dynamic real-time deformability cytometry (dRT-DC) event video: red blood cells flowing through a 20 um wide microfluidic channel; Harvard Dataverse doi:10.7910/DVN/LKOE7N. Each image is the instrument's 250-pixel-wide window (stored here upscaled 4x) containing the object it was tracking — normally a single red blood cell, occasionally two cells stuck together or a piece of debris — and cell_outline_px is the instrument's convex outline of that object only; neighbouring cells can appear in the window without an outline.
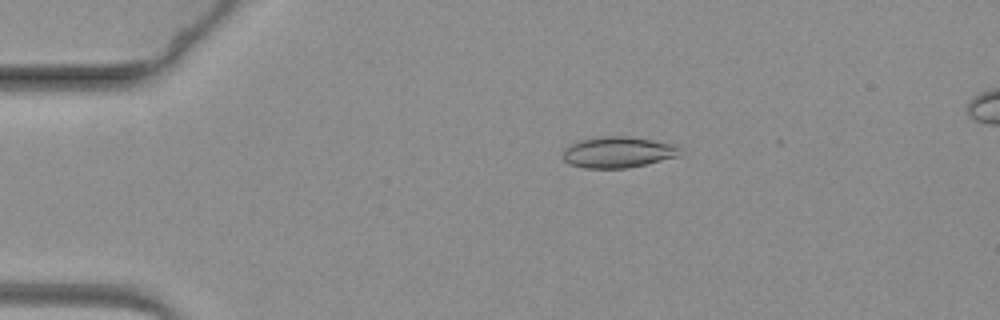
{"species": "common noctule bat (a hibernating species)", "species_latin": "Nyctalus noctula", "temperature_condition": "warm", "stored_images_in_passage": 63, "camera_frame_rate_fps": 3000, "um_per_image_px": 0.085, "animal": {"sex": "female", "body_mass_g": 19.3, "forearm_length_mm": 54.1}, "frame": {"image": 1, "passage_image": 13, "time_ms": 4.0, "image_size_px": [1000, 320], "cell_outline_px": [[680, 156], [628, 168], [584, 168], [568, 164], [564, 160], [564, 148], [568, 144], [580, 140], [600, 136], [628, 136], [676, 144], [680, 148]], "centroid_in_image_um": [52.52, 12.93], "position_along_channel_um": 32.5, "area_um2": 21.39}}
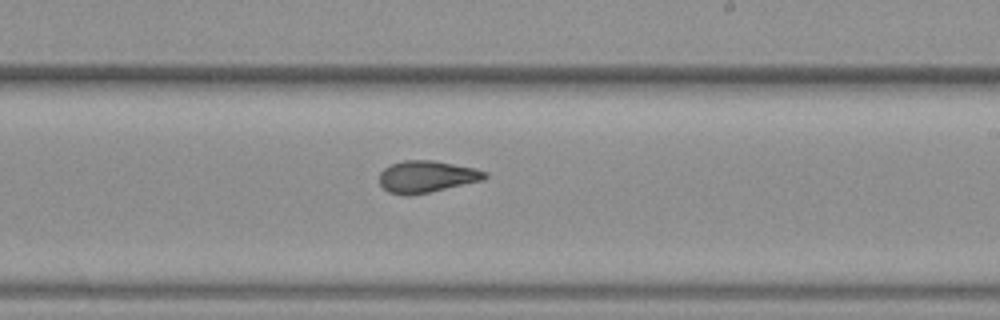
{"frame": {"image": 2, "passage_image": 38, "time_ms": 12.333, "image_size_px": [1000, 320], "cell_outline_px": [[488, 176], [484, 180], [428, 192], [408, 196], [404, 196], [388, 192], [380, 184], [380, 172], [384, 168], [392, 164], [404, 160], [432, 160], [472, 168], [488, 172]], "centroid_in_image_um": [36.25, 15.02], "position_along_channel_um": 252.8, "area_um2": 19.42}}
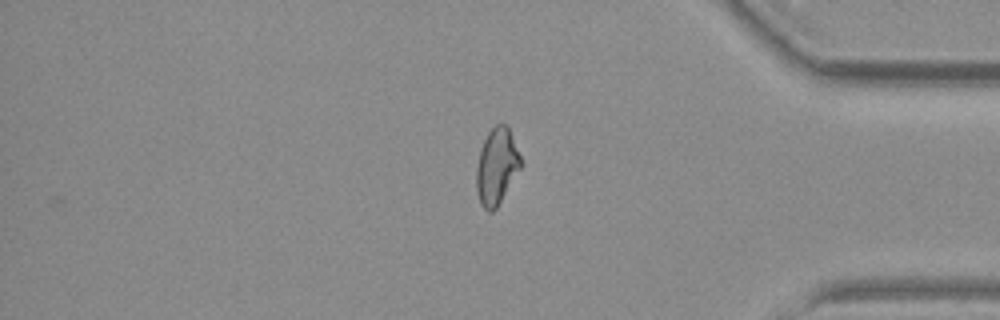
{"frame": {"image": 3, "passage_image": 53, "time_ms": 17.333, "image_size_px": [1000, 320], "cell_outline_px": [[520, 168], [496, 208], [492, 212], [488, 212], [480, 204], [476, 188], [476, 168], [480, 148], [488, 132], [496, 124], [508, 124], [520, 156]], "centroid_in_image_um": [42.19, 14.13], "position_along_channel_um": 393.0, "area_um2": 19.54}}